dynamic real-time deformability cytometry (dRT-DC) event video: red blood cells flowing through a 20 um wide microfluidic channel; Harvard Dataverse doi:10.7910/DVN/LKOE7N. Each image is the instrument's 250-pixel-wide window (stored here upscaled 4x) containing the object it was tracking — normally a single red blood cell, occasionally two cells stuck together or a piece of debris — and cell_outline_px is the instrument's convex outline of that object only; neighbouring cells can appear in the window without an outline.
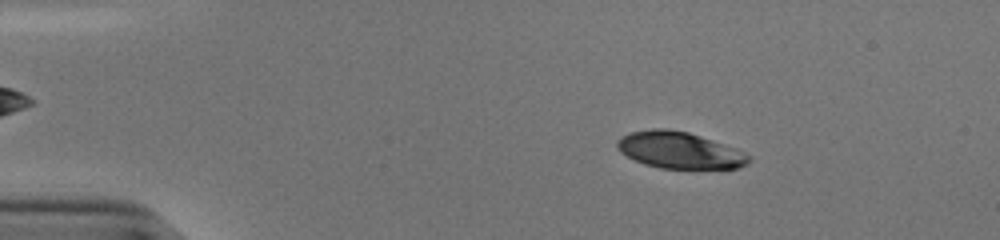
{"species": "human", "species_latin": "Homo sapiens", "temperature_condition": "cold", "stored_images_in_passage": 54, "camera_frame_rate_fps": 3000, "um_per_image_px": 0.085, "donor": {"sex": "male"}, "frame": {"image": 1, "passage_image": 9, "time_ms": 2.667, "image_size_px": [1000, 240], "cell_outline_px": [[752, 160], [748, 164], [736, 168], [660, 168], [644, 164], [620, 152], [616, 148], [616, 140], [620, 136], [628, 132], [652, 128], [664, 128], [688, 132], [700, 136], [732, 148], [752, 156]], "centroid_in_image_um": [57.69, 12.76], "position_along_channel_um": 27.3, "area_um2": 27.92}}
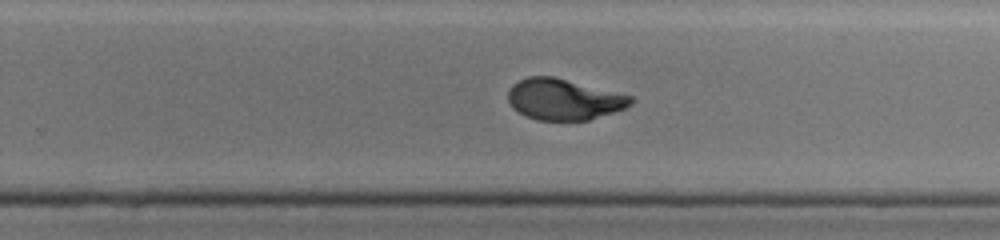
{"frame": {"image": 2, "passage_image": 35, "time_ms": 11.333, "image_size_px": [1000, 240], "cell_outline_px": [[632, 104], [624, 108], [588, 120], [536, 120], [524, 116], [512, 108], [508, 100], [508, 92], [512, 84], [528, 76], [552, 76], [632, 96]], "centroid_in_image_um": [47.87, 8.45], "position_along_channel_um": 281.9, "area_um2": 29.13}}
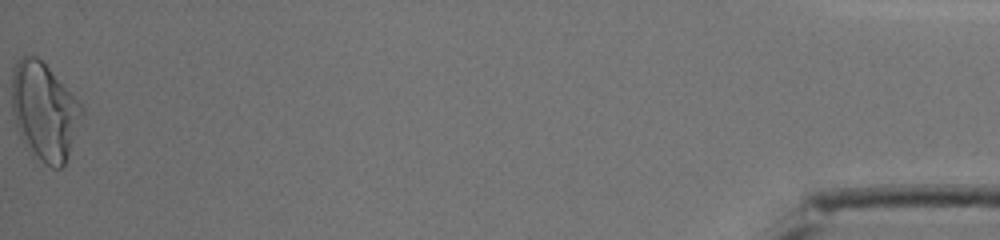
{"frame": {"image": 3, "passage_image": 54, "time_ms": 17.667, "image_size_px": [1000, 240], "cell_outline_px": [[84, 112], [68, 156], [64, 164], [60, 168], [52, 168], [44, 164], [32, 156], [28, 152], [20, 136], [12, 116], [12, 72], [16, 60], [20, 56], [36, 56], [48, 68], [84, 108]], "centroid_in_image_um": [3.73, 9.51], "position_along_channel_um": 431.5, "area_um2": 39.82}, "authors_computed_cell_mechanics": {"area_um2": 30.5184, "velocity_mm_per_s": 3.8331, "shape_relaxation_time_tau1_ms": 4.4394, "shape_relaxation_time_tau2_ms": 0.9874, "deformation_change_tau1": 0.1727, "deformation_change_tau2": 0.0559}}